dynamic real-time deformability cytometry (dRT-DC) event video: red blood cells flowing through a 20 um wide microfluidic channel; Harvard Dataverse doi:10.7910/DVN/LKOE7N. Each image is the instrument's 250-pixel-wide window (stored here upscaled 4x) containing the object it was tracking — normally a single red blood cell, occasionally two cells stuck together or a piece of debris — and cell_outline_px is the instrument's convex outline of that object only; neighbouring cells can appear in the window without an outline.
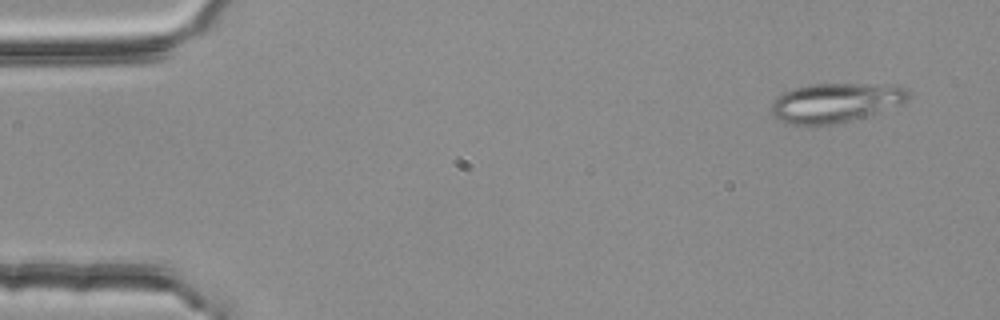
{"species": "common noctule bat (a hibernating species)", "species_latin": "Nyctalus noctula", "temperature_condition": "room temperature", "stored_images_in_passage": 4, "camera_frame_rate_fps": 3000, "um_per_image_px": 0.085, "animal": {"sex": "female", "body_mass_g": 25.1}, "frame": {"image": 1, "passage_image": 1, "time_ms": 0.0, "image_size_px": [1000, 320], "cell_outline_px": [[908, 100], [900, 104], [864, 116], [816, 128], [792, 124], [776, 120], [772, 116], [772, 104], [776, 96], [792, 88], [808, 84], [900, 84], [908, 88]], "centroid_in_image_um": [70.97, 8.73], "position_along_channel_um": 14.0, "area_um2": 31.91}}